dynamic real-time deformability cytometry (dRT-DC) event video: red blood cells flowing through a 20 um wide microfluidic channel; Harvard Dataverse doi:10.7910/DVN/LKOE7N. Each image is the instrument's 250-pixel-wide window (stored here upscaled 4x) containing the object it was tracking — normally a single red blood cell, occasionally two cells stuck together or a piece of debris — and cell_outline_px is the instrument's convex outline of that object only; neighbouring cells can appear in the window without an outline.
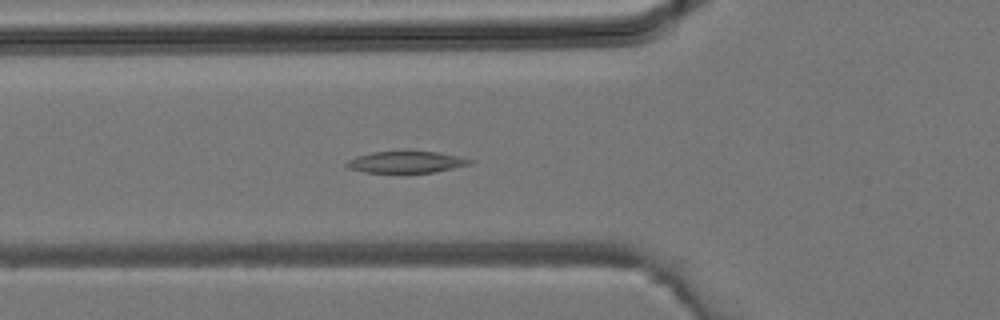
{"species": "common noctule bat (a hibernating species)", "species_latin": "Nyctalus noctula", "temperature_condition": "room temperature", "stored_images_in_passage": 34, "camera_frame_rate_fps": 3000, "um_per_image_px": 0.085, "animal": {"sex": "male", "body_mass_g": 19.2, "forearm_length_mm": 51.8}, "frame": {"image": 1, "passage_image": 10, "time_ms": 3.0, "image_size_px": [1000, 320], "cell_outline_px": [[476, 160], [472, 164], [432, 172], [364, 172], [348, 168], [344, 164], [348, 160], [356, 156], [372, 152], [436, 152]], "centroid_in_image_um": [34.51, 13.78], "position_along_channel_um": 91.3, "area_um2": 15.2}}
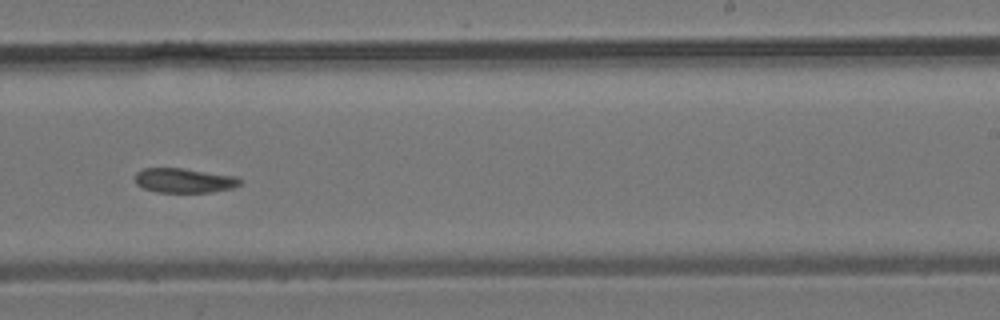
{"frame": {"image": 2, "passage_image": 20, "time_ms": 6.333, "image_size_px": [1000, 320], "cell_outline_px": [[240, 184], [232, 188], [212, 192], [156, 192], [144, 188], [136, 184], [136, 172], [144, 168], [184, 168], [236, 176], [240, 180]], "centroid_in_image_um": [15.65, 15.34], "position_along_channel_um": 273.4, "area_um2": 14.97}}
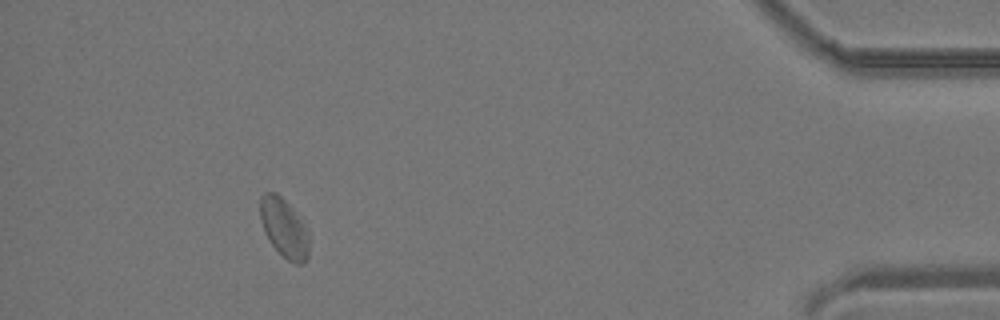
{"frame": {"image": 3, "passage_image": 31, "time_ms": 10.0, "image_size_px": [1000, 320], "cell_outline_px": [[308, 256], [304, 264], [296, 264], [288, 260], [268, 240], [264, 232], [260, 220], [260, 196], [264, 192], [276, 192], [292, 208], [308, 232]], "centroid_in_image_um": [24.12, 19.37], "position_along_channel_um": 411.1, "area_um2": 16.59}}